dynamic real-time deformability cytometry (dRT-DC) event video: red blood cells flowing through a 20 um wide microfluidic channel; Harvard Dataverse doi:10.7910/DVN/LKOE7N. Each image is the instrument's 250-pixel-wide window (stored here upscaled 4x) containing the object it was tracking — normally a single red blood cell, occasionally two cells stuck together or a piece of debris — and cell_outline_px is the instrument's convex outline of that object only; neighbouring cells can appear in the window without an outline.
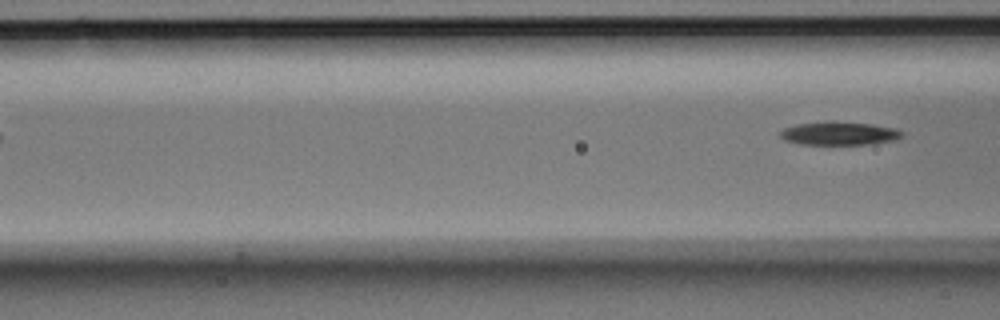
{"species": "Egyptian fruit bat (a non-hibernating species)", "species_latin": "Rousettus aegyptiacus", "temperature_condition": "room temperature", "stored_images_in_passage": 5, "segment_of_instrument_passage": [2, 2], "camera_frame_rate_fps": 3000, "um_per_image_px": 0.085, "animal": {"sex": "male"}, "frame": {"image": 1, "passage_image": 5, "time_ms": 1.333, "image_size_px": [1000, 320], "cell_outline_px": [[904, 136], [896, 140], [868, 144], [800, 144], [784, 140], [780, 136], [780, 132], [784, 128], [796, 124], [832, 120], [836, 120], [872, 124], [896, 128], [904, 132]], "centroid_in_image_um": [71.36, 11.32], "position_along_channel_um": 95.2, "area_um2": 16.88}}